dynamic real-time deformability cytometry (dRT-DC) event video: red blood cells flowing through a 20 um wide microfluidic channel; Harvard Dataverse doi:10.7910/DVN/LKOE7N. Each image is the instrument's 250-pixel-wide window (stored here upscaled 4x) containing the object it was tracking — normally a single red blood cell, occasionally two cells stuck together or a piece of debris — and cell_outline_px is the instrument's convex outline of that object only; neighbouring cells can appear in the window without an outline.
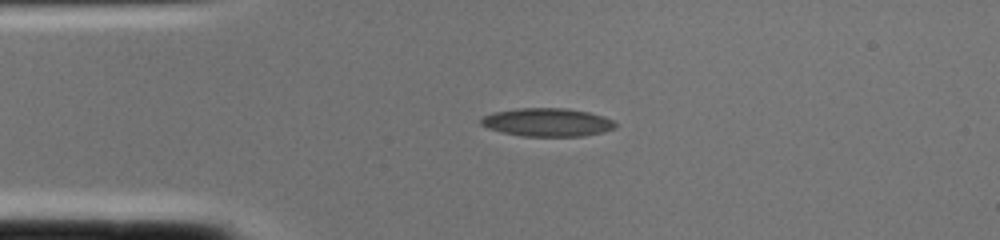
{"species": "common noctule bat (a hibernating species)", "species_latin": "Nyctalus noctula", "temperature_condition": "cold", "stored_images_in_passage": 1, "camera_frame_rate_fps": 3000, "um_per_image_px": 0.085, "animal": {"sex": "female", "body_mass_g": 22.0, "forearm_length_mm": 56.7}, "frame": {"image": 1, "passage_image": 1, "time_ms": 0.0, "image_size_px": [1000, 240], "cell_outline_px": [[616, 128], [604, 132], [584, 136], [520, 136], [488, 128], [480, 124], [480, 120], [484, 116], [492, 112], [516, 108], [568, 108], [588, 112], [604, 116], [612, 120], [616, 124]], "centroid_in_image_um": [46.53, 10.39], "position_along_channel_um": 38.5, "area_um2": 22.25}}